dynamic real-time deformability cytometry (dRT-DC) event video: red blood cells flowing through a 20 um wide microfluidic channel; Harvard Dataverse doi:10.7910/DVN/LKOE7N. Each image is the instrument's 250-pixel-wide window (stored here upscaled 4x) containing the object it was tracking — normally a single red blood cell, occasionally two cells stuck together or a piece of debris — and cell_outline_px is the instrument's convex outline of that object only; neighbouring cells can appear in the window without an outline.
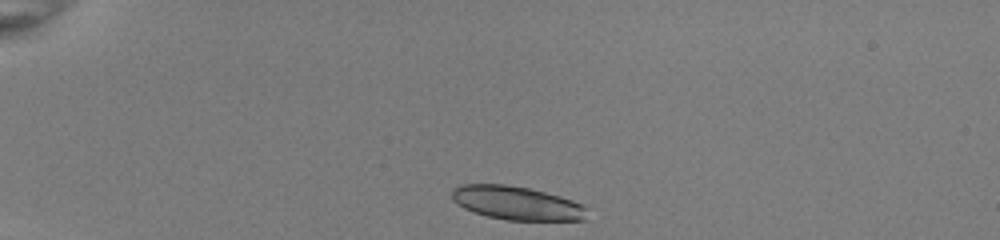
{"species": "common noctule bat (a hibernating species)", "species_latin": "Nyctalus noctula", "temperature_condition": "room temperature", "stored_images_in_passage": 39, "camera_frame_rate_fps": 3000, "um_per_image_px": 0.085, "animal": {"sex": "female", "body_mass_g": 22.0, "forearm_length_mm": 56.7}, "frame": {"image": 1, "passage_image": 1, "time_ms": 0.0, "image_size_px": [1000, 240], "cell_outline_px": [[588, 220], [508, 220], [488, 216], [464, 208], [456, 204], [452, 200], [452, 188], [460, 184], [504, 184], [528, 188], [560, 196], [584, 204], [588, 208]], "centroid_in_image_um": [43.96, 17.26], "position_along_channel_um": 41.0, "area_um2": 26.65}}
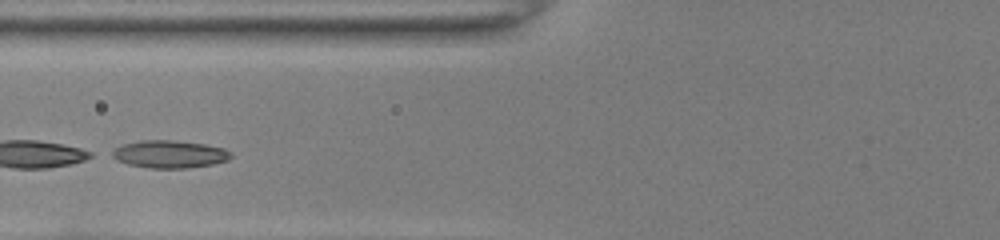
{"frame": {"image": 2, "passage_image": 11, "time_ms": 3.333, "image_size_px": [1000, 240], "cell_outline_px": [[232, 156], [228, 160], [212, 164], [188, 168], [148, 168], [128, 164], [116, 160], [108, 156], [108, 152], [124, 144], [140, 140], [172, 140], [204, 144], [224, 148], [232, 152]], "centroid_in_image_um": [14.37, 13.1], "position_along_channel_um": 111.4, "area_um2": 19.31}}
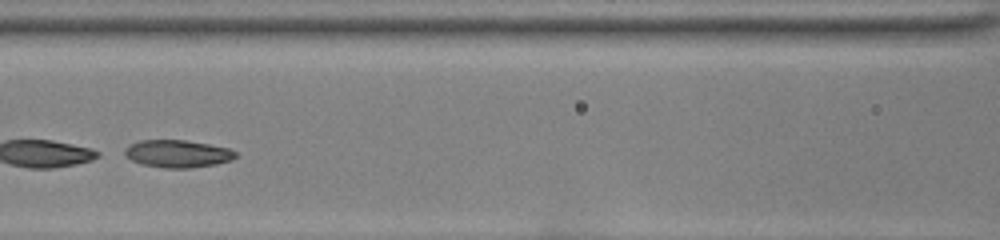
{"frame": {"image": 3, "passage_image": 14, "time_ms": 4.333, "image_size_px": [1000, 240], "cell_outline_px": [[236, 156], [232, 160], [216, 164], [192, 168], [164, 168], [140, 164], [132, 160], [124, 152], [124, 148], [128, 144], [140, 140], [184, 140], [208, 144], [228, 148], [236, 152]], "centroid_in_image_um": [15.08, 13.07], "position_along_channel_um": 151.5, "area_um2": 17.8}, "authors_computed_cell_mechanics": {"area_um2": 18.9006, "velocity_mm_per_s": 4.0027, "shape_relaxation_time_tau1_ms": 2.7684, "shape_relaxation_time_tau2_ms": 1.9273, "deformation_change_tau1": 0.1043, "deformation_change_tau2": 0.0804}}